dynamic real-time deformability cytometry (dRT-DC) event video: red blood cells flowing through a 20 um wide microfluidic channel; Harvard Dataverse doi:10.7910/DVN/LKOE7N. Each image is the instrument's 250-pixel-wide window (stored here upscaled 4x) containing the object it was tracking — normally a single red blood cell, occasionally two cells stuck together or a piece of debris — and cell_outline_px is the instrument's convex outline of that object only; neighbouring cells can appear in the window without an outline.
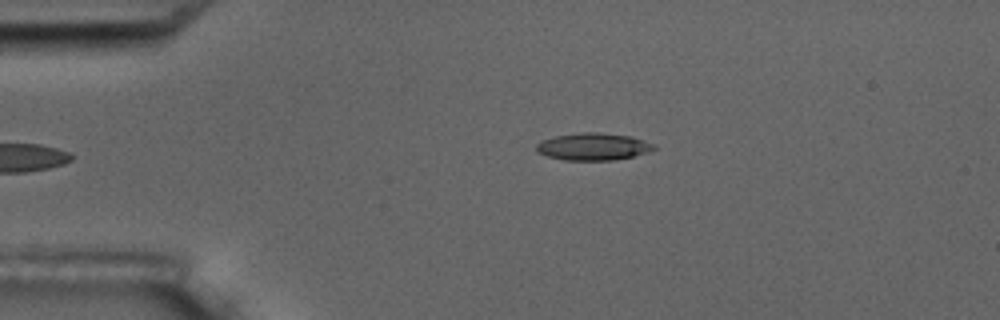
{"species": "common noctule bat (a hibernating species)", "species_latin": "Nyctalus noctula", "temperature_condition": "room temperature", "stored_images_in_passage": 3, "camera_frame_rate_fps": 3000, "um_per_image_px": 0.085, "animal": {"sex": "male", "body_mass_g": 17.5, "forearm_length_mm": 52.3}, "frame": {"image": 1, "passage_image": 3, "time_ms": 2.333, "image_size_px": [1000, 320], "cell_outline_px": [[656, 148], [648, 152], [632, 156], [612, 160], [564, 160], [548, 156], [536, 152], [536, 144], [540, 140], [556, 136], [580, 132], [596, 132], [632, 136], [656, 144]], "centroid_in_image_um": [50.42, 12.45], "position_along_channel_um": 34.6, "area_um2": 18.73}}